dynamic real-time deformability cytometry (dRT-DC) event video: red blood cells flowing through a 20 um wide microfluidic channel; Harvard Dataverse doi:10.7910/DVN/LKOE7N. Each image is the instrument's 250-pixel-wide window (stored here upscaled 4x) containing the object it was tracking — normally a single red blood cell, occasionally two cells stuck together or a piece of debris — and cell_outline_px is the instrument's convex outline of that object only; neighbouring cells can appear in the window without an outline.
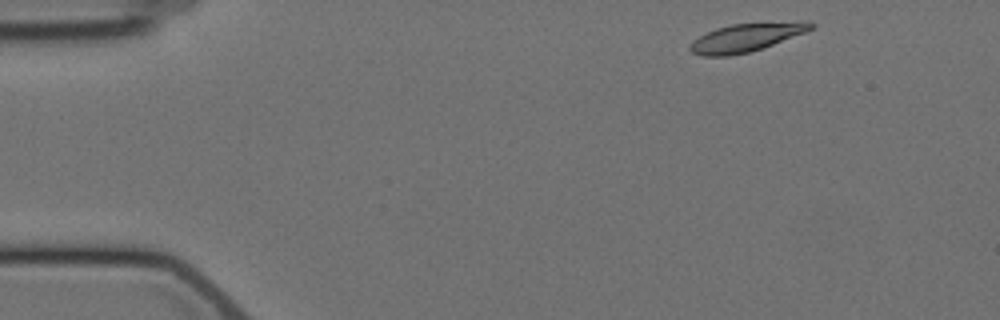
{"species": "Egyptian fruit bat (a non-hibernating species)", "species_latin": "Rousettus aegyptiacus", "temperature_condition": "cold", "stored_images_in_passage": 5, "camera_frame_rate_fps": 3000, "um_per_image_px": 0.085, "animal": {"sex": "female"}, "frame": {"image": 1, "passage_image": 1, "time_ms": 0.0, "image_size_px": [1000, 320], "cell_outline_px": [[816, 24], [812, 28], [804, 32], [772, 44], [748, 52], [728, 56], [704, 56], [692, 52], [688, 48], [692, 40], [716, 28], [732, 24], [800, 20], [808, 20]], "centroid_in_image_um": [63.44, 3.16], "position_along_channel_um": 21.6, "area_um2": 19.83}}
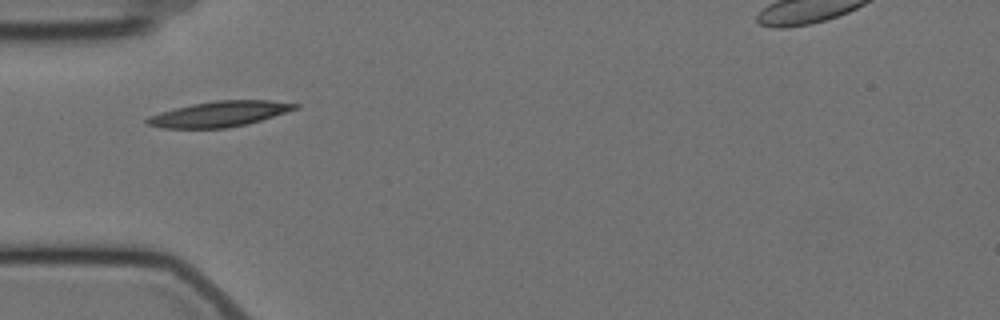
{"frame": {"image": 2, "passage_image": 4, "time_ms": 3.667, "image_size_px": [1000, 320], "cell_outline_px": [[300, 108], [248, 124], [228, 128], [160, 128], [144, 124], [144, 120], [148, 116], [160, 112], [192, 104], [216, 100], [272, 100], [300, 104]], "centroid_in_image_um": [18.65, 9.69], "position_along_channel_um": 66.3, "area_um2": 22.2}}
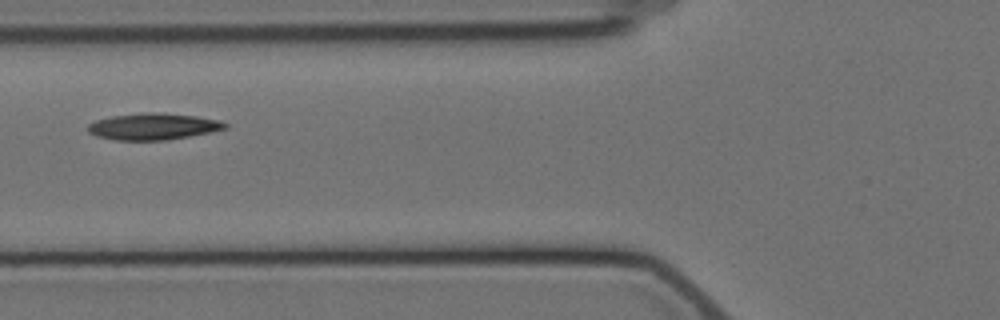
{"frame": {"image": 3, "passage_image": 5, "time_ms": 5.0, "image_size_px": [1000, 320], "cell_outline_px": [[228, 128], [168, 140], [112, 140], [96, 136], [88, 132], [88, 124], [96, 120], [112, 116], [140, 112], [156, 112], [196, 116], [220, 120], [228, 124]], "centroid_in_image_um": [13.0, 10.75], "position_along_channel_um": 112.8, "area_um2": 21.27}}